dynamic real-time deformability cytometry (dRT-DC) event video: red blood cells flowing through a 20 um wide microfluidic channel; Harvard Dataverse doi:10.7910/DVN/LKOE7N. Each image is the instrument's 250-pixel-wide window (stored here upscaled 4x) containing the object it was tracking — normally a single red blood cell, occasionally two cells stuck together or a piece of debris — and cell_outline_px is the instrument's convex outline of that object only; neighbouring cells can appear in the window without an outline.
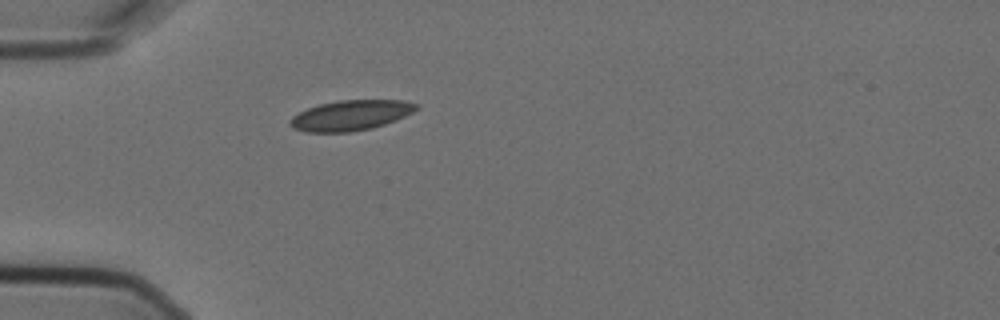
{"species": "Egyptian fruit bat (a non-hibernating species)", "species_latin": "Rousettus aegyptiacus", "temperature_condition": "cold", "stored_images_in_passage": 1, "camera_frame_rate_fps": 3000, "um_per_image_px": 0.085, "animal": {"sex": "female"}, "frame": {"image": 1, "passage_image": 1, "time_ms": 0.0, "image_size_px": [1000, 320], "cell_outline_px": [[420, 108], [396, 120], [372, 128], [352, 132], [304, 132], [292, 128], [288, 124], [288, 120], [292, 116], [308, 108], [320, 104], [340, 100], [404, 100], [420, 104]], "centroid_in_image_um": [29.81, 9.81], "position_along_channel_um": 55.2, "area_um2": 22.43}}